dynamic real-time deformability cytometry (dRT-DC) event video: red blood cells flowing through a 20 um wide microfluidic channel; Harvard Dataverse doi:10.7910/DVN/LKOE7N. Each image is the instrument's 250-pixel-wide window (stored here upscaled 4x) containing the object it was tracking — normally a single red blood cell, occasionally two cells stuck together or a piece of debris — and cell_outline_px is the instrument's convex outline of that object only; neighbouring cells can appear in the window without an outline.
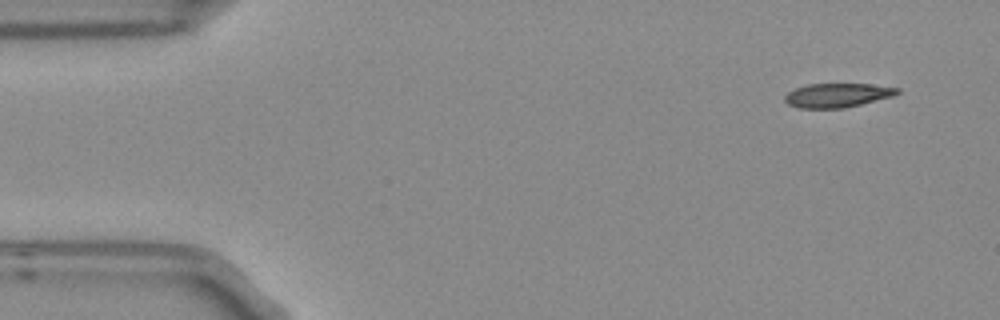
{"species": "Egyptian fruit bat (a non-hibernating species)", "species_latin": "Rousettus aegyptiacus", "temperature_condition": "room temperature", "stored_images_in_passage": 5, "segment_of_instrument_passage": [1, 2], "camera_frame_rate_fps": 3000, "um_per_image_px": 0.085, "frame": {"image": 1, "passage_image": 1, "time_ms": 0.0, "image_size_px": [1000, 320], "cell_outline_px": [[900, 92], [892, 96], [844, 108], [800, 108], [788, 104], [784, 100], [784, 96], [788, 92], [796, 88], [808, 84], [868, 84], [900, 88]], "centroid_in_image_um": [71.15, 8.09], "position_along_channel_um": 13.8, "area_um2": 15.61}}